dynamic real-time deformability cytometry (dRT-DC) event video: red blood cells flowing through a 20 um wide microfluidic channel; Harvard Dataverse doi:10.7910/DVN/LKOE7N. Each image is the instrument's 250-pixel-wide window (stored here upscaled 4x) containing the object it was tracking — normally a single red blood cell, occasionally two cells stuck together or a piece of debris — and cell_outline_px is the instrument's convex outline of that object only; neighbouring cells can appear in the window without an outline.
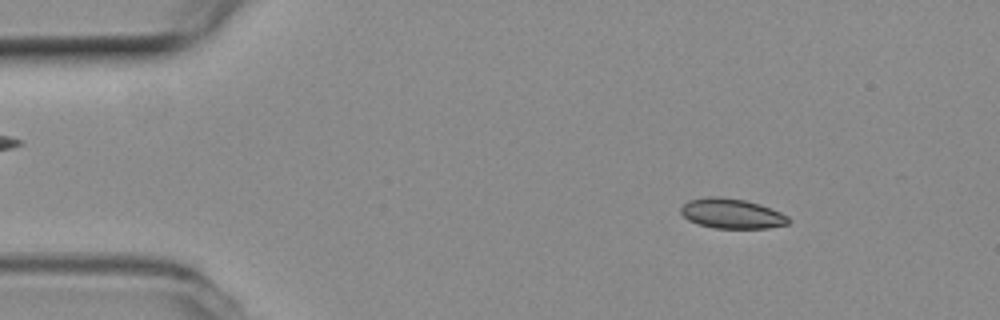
{"species": "common noctule bat (a hibernating species)", "species_latin": "Nyctalus noctula", "temperature_condition": "room temperature", "stored_images_in_passage": 53, "camera_frame_rate_fps": 3000, "um_per_image_px": 0.085, "animal": {"sex": "female", "body_mass_g": 19.3, "forearm_length_mm": 54.1}, "frame": {"image": 1, "passage_image": 7, "time_ms": 2.0, "image_size_px": [1000, 320], "cell_outline_px": [[788, 224], [768, 228], [712, 228], [688, 220], [680, 212], [680, 208], [688, 200], [708, 196], [720, 196], [744, 200], [760, 204], [780, 212], [788, 216]], "centroid_in_image_um": [62.17, 18.15], "position_along_channel_um": 22.8, "area_um2": 18.73}}
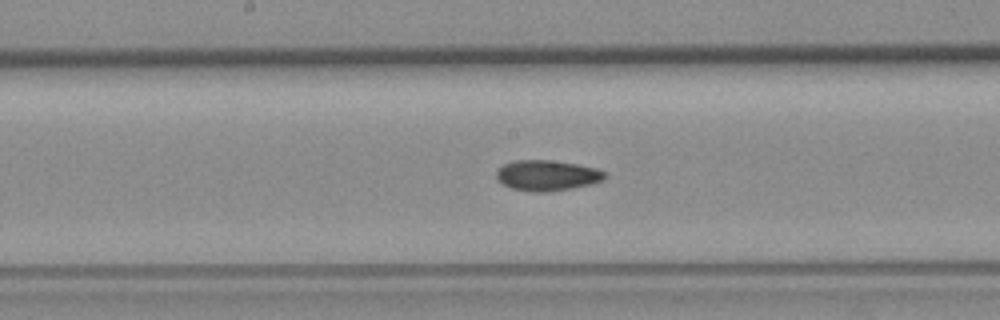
{"frame": {"image": 2, "passage_image": 27, "time_ms": 8.667, "image_size_px": [1000, 320], "cell_outline_px": [[608, 176], [604, 180], [572, 188], [548, 192], [532, 192], [512, 188], [504, 184], [496, 176], [496, 172], [504, 164], [516, 160], [552, 160], [576, 164], [596, 168], [604, 172]], "centroid_in_image_um": [46.52, 14.91], "position_along_channel_um": 201.7, "area_um2": 19.13}}
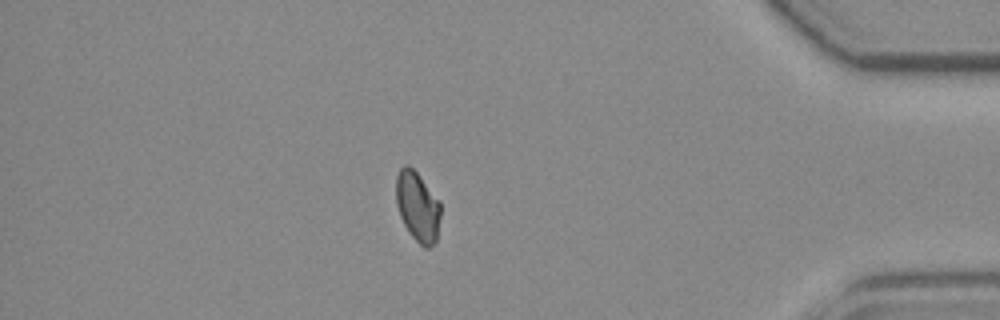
{"frame": {"image": 3, "passage_image": 46, "time_ms": 15.0, "image_size_px": [1000, 320], "cell_outline_px": [[440, 216], [436, 240], [428, 248], [424, 248], [408, 232], [400, 216], [396, 204], [396, 176], [400, 168], [404, 164], [408, 164], [416, 172], [440, 200]], "centroid_in_image_um": [35.48, 17.54], "position_along_channel_um": 399.7, "area_um2": 18.15}, "authors_computed_cell_mechanics": {"area_um2": 18.6694, "velocity_mm_per_s": 3.7993, "shape_relaxation_time_tau1_ms": null, "shape_relaxation_time_tau2_ms": 6.6097, "deformation_change_tau1": null, "deformation_change_tau2": 0.0731}}